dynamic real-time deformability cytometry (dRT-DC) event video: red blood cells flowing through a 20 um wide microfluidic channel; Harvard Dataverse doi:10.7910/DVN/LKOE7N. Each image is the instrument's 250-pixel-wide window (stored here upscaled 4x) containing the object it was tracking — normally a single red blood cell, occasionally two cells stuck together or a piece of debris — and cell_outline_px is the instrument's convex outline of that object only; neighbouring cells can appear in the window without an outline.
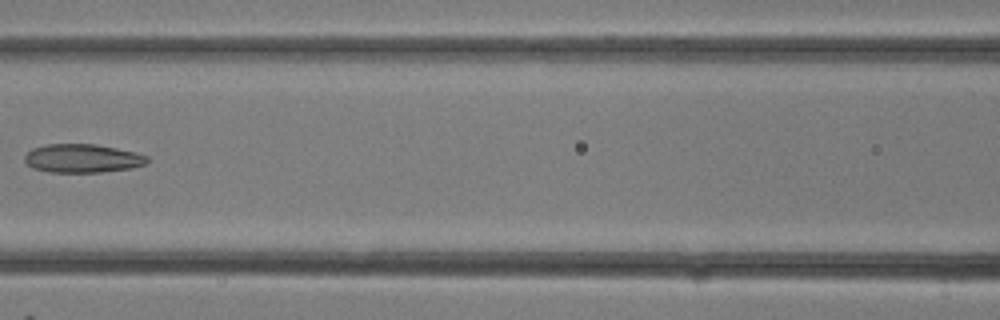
{"species": "common noctule bat (a hibernating species)", "species_latin": "Nyctalus noctula", "temperature_condition": "room temperature", "stored_images_in_passage": 31, "segment_of_instrument_passage": [1, 2], "camera_frame_rate_fps": 3000, "um_per_image_px": 0.085, "animal": {"sex": "female"}, "frame": {"image": 1, "passage_image": 14, "time_ms": 4.333, "image_size_px": [1000, 320], "cell_outline_px": [[148, 160], [144, 164], [132, 168], [100, 172], [48, 172], [32, 168], [24, 160], [24, 156], [32, 148], [48, 144], [96, 144], [136, 152], [148, 156]], "centroid_in_image_um": [6.99, 13.46], "position_along_channel_um": 159.6, "area_um2": 20.4}}
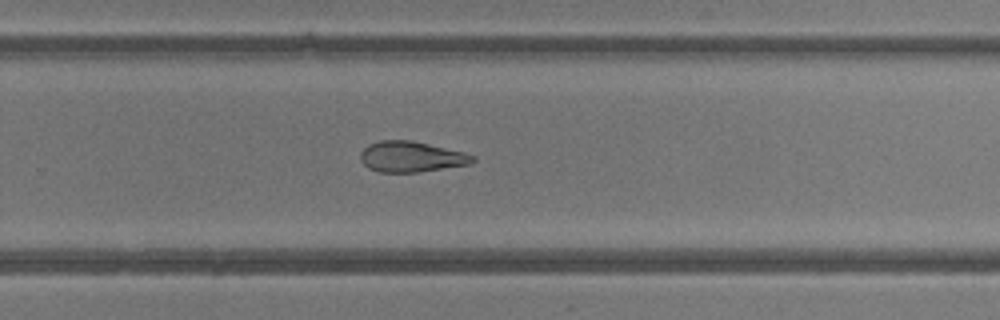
{"frame": {"image": 2, "passage_image": 20, "time_ms": 6.333, "image_size_px": [1000, 320], "cell_outline_px": [[476, 160], [468, 164], [420, 172], [380, 172], [368, 168], [360, 160], [360, 152], [368, 144], [380, 140], [412, 140], [464, 152], [476, 156]], "centroid_in_image_um": [34.94, 13.32], "position_along_channel_um": 294.9, "area_um2": 20.11}}
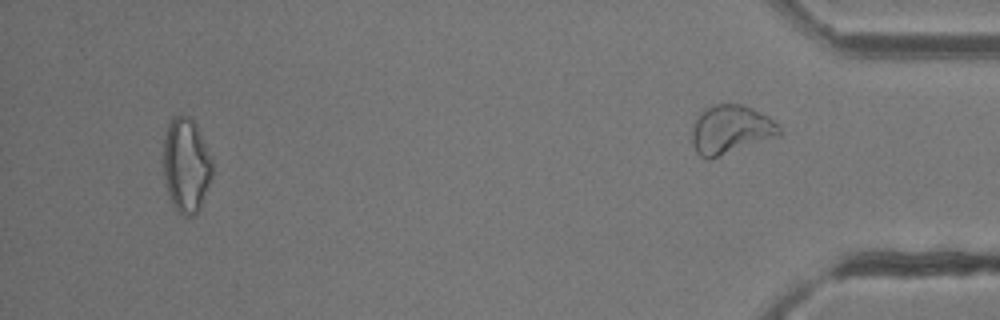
{"frame": {"image": 3, "passage_image": 29, "time_ms": 9.333, "image_size_px": [1000, 320], "cell_outline_px": [[212, 176], [200, 208], [196, 216], [184, 216], [172, 204], [168, 196], [164, 184], [164, 136], [168, 124], [172, 116], [188, 116], [196, 124], [200, 132], [212, 160]], "centroid_in_image_um": [15.81, 14.06], "position_along_channel_um": 419.4, "area_um2": 27.05}}